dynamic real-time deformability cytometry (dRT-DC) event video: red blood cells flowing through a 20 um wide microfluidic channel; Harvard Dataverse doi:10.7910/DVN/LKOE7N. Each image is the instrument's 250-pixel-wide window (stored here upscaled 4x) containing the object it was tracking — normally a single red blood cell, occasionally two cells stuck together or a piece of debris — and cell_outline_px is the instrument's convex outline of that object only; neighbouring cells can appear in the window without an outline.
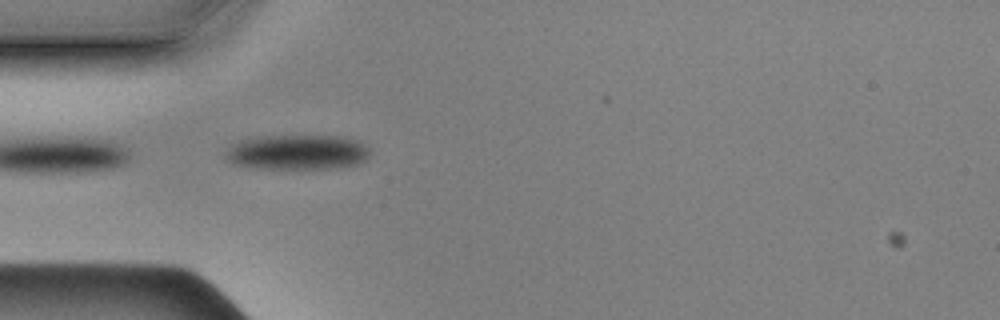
{"species": "Egyptian fruit bat (a non-hibernating species)", "species_latin": "Rousettus aegyptiacus", "temperature_condition": "cold", "stored_images_in_passage": 4, "camera_frame_rate_fps": 3000, "um_per_image_px": 0.085, "animal": {"sex": "male"}, "frame": {"image": 1, "passage_image": 1, "time_ms": 0.0, "image_size_px": [1000, 320], "cell_outline_px": [[372, 152], [368, 160], [360, 164], [336, 168], [268, 168], [236, 164], [228, 160], [228, 148], [232, 144], [248, 136], [344, 136], [360, 140], [372, 148]], "centroid_in_image_um": [25.43, 12.91], "position_along_channel_um": 59.6, "area_um2": 29.77}}